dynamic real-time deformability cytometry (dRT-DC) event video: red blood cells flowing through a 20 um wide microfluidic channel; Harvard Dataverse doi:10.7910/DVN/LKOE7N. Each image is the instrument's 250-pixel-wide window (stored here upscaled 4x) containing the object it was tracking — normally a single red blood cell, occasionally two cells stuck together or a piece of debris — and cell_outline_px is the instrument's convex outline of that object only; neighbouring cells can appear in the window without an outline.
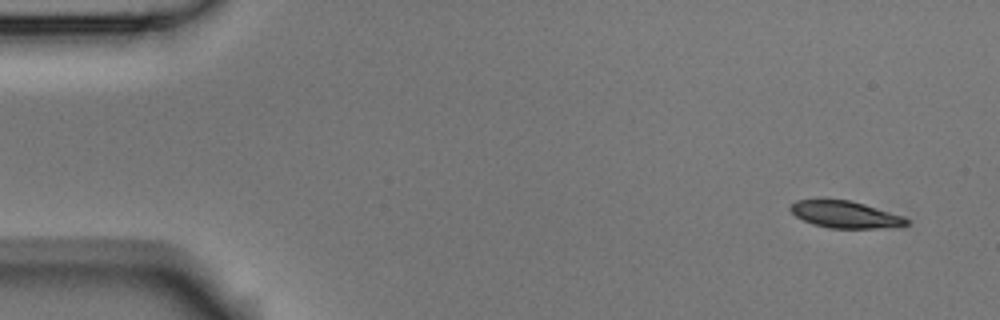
{"species": "Egyptian fruit bat (a non-hibernating species)", "species_latin": "Rousettus aegyptiacus", "temperature_condition": "room temperature", "stored_images_in_passage": 9, "camera_frame_rate_fps": 3000, "um_per_image_px": 0.085, "animal": {"sex": "male"}, "frame": {"image": 1, "passage_image": 1, "time_ms": 0.0, "image_size_px": [1000, 320], "cell_outline_px": [[908, 224], [872, 228], [828, 228], [812, 224], [796, 216], [788, 208], [796, 200], [824, 196], [852, 200], [904, 216], [908, 220]], "centroid_in_image_um": [71.73, 18.17], "position_along_channel_um": 13.3, "area_um2": 18.73}}
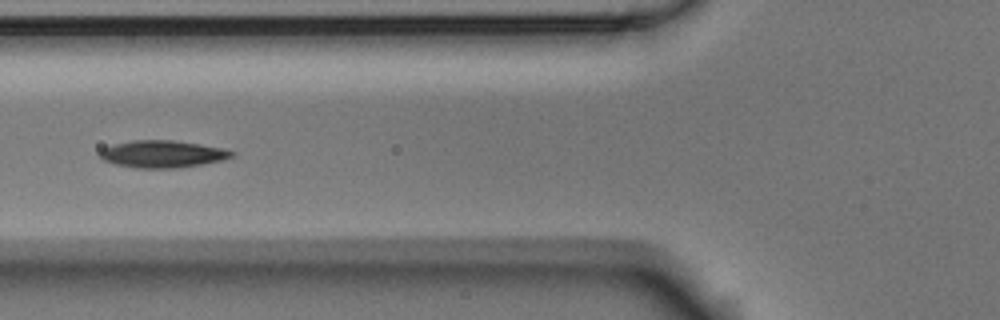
{"frame": {"image": 2, "passage_image": 6, "time_ms": 1.667, "image_size_px": [1000, 320], "cell_outline_px": [[236, 156], [224, 160], [176, 168], [136, 168], [116, 164], [104, 160], [100, 156], [100, 148], [112, 144], [132, 140], [172, 140], [200, 144], [224, 148], [236, 152]], "centroid_in_image_um": [13.83, 13.08], "position_along_channel_um": 112.0, "area_um2": 21.04}}
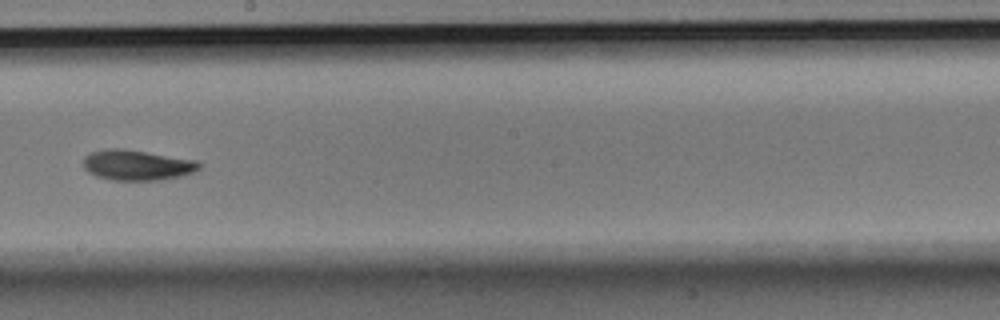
{"frame": {"image": 3, "passage_image": 9, "time_ms": 2.667, "image_size_px": [1000, 320], "cell_outline_px": [[200, 168], [184, 176], [160, 180], [112, 180], [96, 176], [88, 172], [84, 168], [84, 156], [92, 152], [108, 148], [124, 148], [196, 160], [200, 164]], "centroid_in_image_um": [11.64, 14.03], "position_along_channel_um": 236.6, "area_um2": 20.58}}